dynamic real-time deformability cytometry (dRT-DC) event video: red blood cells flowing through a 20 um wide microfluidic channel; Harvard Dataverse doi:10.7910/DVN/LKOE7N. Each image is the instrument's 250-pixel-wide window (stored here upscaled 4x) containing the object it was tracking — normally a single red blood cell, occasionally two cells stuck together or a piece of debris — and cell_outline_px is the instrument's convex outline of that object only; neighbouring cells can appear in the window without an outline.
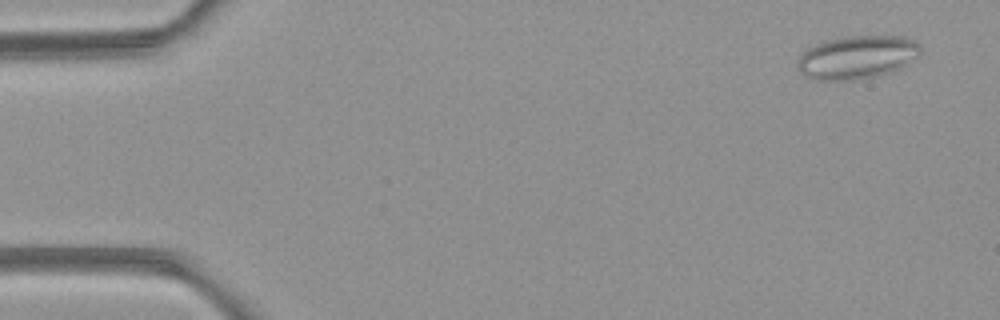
{"species": "common noctule bat (a hibernating species)", "species_latin": "Nyctalus noctula", "temperature_condition": "room temperature", "stored_images_in_passage": 5, "camera_frame_rate_fps": 3000, "um_per_image_px": 0.085, "animal": {"sex": "female", "body_mass_g": 21.9}, "frame": {"image": 1, "passage_image": 1, "time_ms": 0.0, "image_size_px": [1000, 320], "cell_outline_px": [[920, 52], [908, 64], [900, 68], [888, 72], [872, 76], [852, 80], [816, 80], [804, 76], [800, 72], [800, 56], [808, 48], [824, 40], [848, 36], [908, 36], [916, 40], [920, 48]], "centroid_in_image_um": [72.87, 4.85], "position_along_channel_um": 12.1, "area_um2": 30.69}}